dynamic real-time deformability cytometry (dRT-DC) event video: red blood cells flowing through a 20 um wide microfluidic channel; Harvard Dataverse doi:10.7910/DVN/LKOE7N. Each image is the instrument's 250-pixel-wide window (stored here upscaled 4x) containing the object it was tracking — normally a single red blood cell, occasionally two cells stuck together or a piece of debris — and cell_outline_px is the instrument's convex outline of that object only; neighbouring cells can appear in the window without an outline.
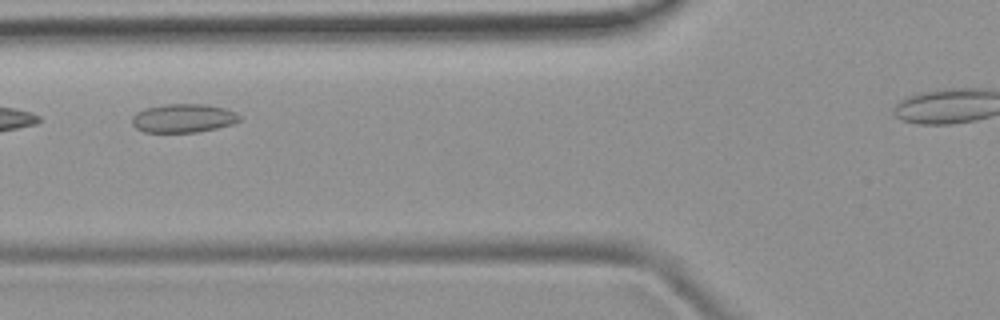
{"species": "common noctule bat (a hibernating species)", "species_latin": "Nyctalus noctula", "temperature_condition": "room temperature", "stored_images_in_passage": 4, "camera_frame_rate_fps": 3000, "um_per_image_px": 0.085, "animal": {"sex": "female", "body_mass_g": 19.9}, "frame": {"image": 1, "passage_image": 3, "time_ms": 2.333, "image_size_px": [1000, 320], "cell_outline_px": [[240, 120], [232, 124], [216, 128], [196, 132], [144, 132], [136, 128], [132, 124], [132, 116], [136, 112], [148, 108], [164, 104], [208, 104], [224, 108], [236, 112], [240, 116]], "centroid_in_image_um": [15.58, 10.04], "position_along_channel_um": 110.2, "area_um2": 17.92}}
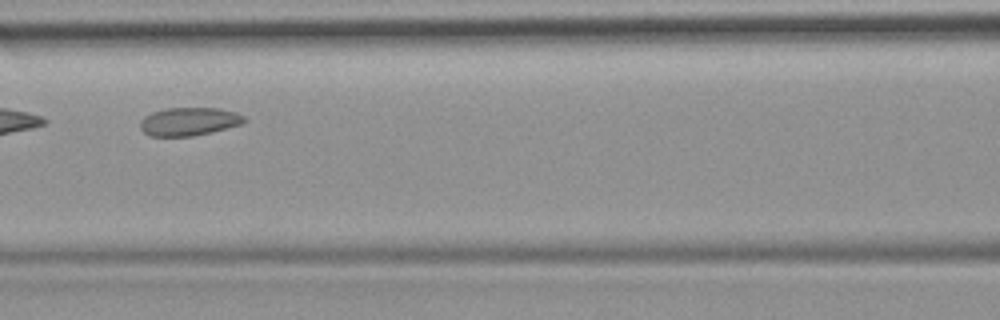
{"frame": {"image": 2, "passage_image": 4, "time_ms": 3.333, "image_size_px": [1000, 320], "cell_outline_px": [[248, 120], [244, 124], [212, 132], [192, 136], [148, 136], [140, 128], [140, 120], [144, 116], [152, 112], [164, 108], [220, 108], [236, 112], [244, 116]], "centroid_in_image_um": [16.09, 10.33], "position_along_channel_um": 150.5, "area_um2": 17.4}}